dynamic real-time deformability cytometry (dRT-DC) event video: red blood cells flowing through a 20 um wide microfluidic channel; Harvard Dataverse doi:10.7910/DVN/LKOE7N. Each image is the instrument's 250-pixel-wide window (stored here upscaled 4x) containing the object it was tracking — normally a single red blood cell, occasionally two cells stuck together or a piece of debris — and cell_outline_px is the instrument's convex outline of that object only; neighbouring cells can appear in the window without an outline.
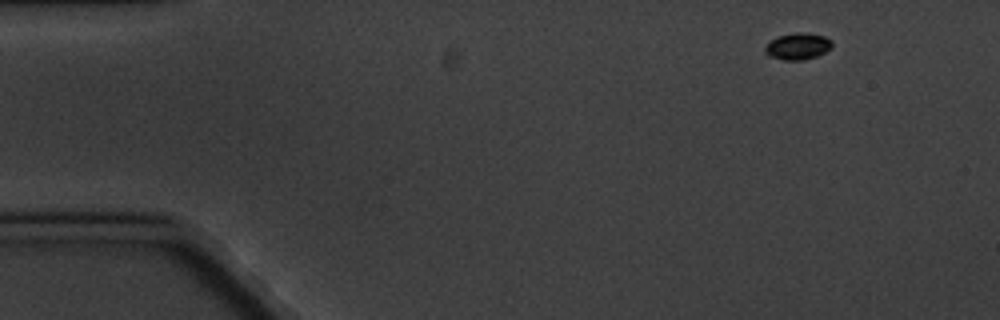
{"species": "common noctule bat (a hibernating species)", "species_latin": "Nyctalus noctula", "temperature_condition": "cold", "stored_images_in_passage": 10, "camera_frame_rate_fps": 3000, "um_per_image_px": 0.085, "animal": {"sex": "male", "body_mass_g": 20.1, "forearm_length_mm": 53.5}, "frame": {"image": 1, "passage_image": 1, "time_ms": 0.0, "image_size_px": [1000, 320], "cell_outline_px": [[832, 48], [816, 56], [804, 60], [784, 60], [768, 56], [764, 52], [764, 48], [776, 36], [796, 32], [804, 32], [824, 36], [832, 40]], "centroid_in_image_um": [67.81, 3.93], "position_along_channel_um": 17.2, "area_um2": 10.46}}
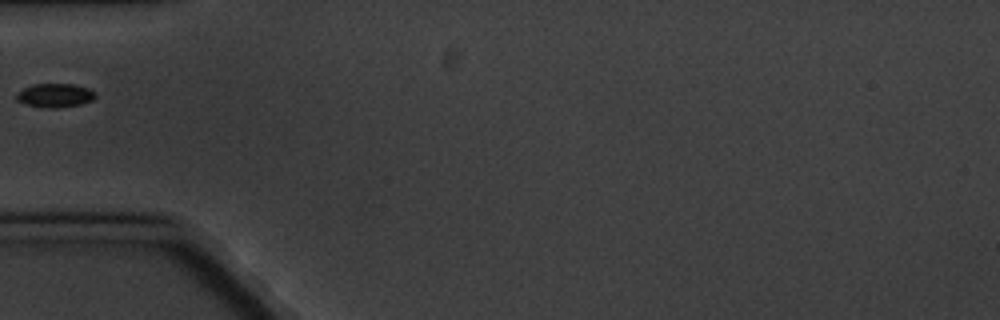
{"frame": {"image": 2, "passage_image": 5, "time_ms": 4.667, "image_size_px": [1000, 320], "cell_outline_px": [[96, 96], [92, 100], [80, 104], [60, 108], [40, 108], [24, 104], [16, 100], [16, 96], [24, 88], [32, 84], [76, 84], [88, 88]], "centroid_in_image_um": [4.65, 8.12], "position_along_channel_um": 80.4, "area_um2": 10.98}}
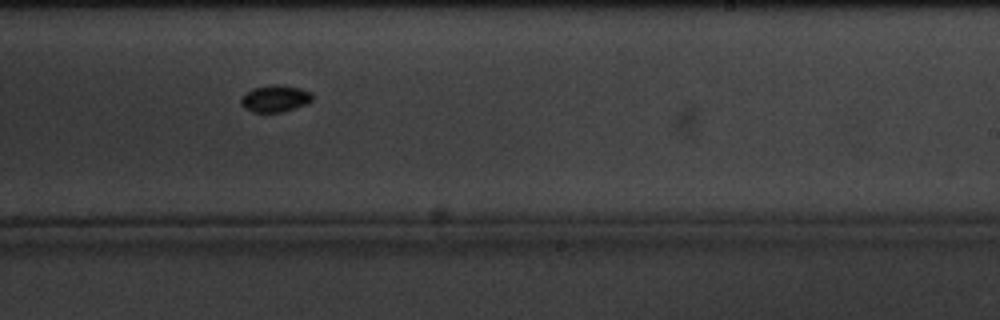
{"frame": {"image": 3, "passage_image": 10, "time_ms": 10.333, "image_size_px": [1000, 320], "cell_outline_px": [[312, 100], [308, 104], [296, 108], [280, 112], [252, 112], [244, 108], [240, 104], [240, 100], [252, 88], [272, 84], [300, 88], [312, 92]], "centroid_in_image_um": [23.4, 8.38], "position_along_channel_um": 265.6, "area_um2": 11.16}}